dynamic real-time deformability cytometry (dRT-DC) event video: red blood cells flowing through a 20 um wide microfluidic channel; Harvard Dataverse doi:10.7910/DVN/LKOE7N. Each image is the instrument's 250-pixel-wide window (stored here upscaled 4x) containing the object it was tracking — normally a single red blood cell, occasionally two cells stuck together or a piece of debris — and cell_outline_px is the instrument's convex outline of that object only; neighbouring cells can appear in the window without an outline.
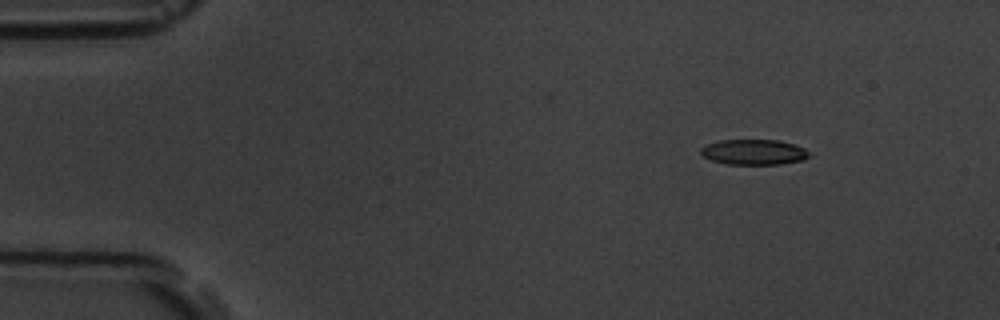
{"species": "common noctule bat (a hibernating species)", "species_latin": "Nyctalus noctula", "temperature_condition": "room temperature", "stored_images_in_passage": 9, "camera_frame_rate_fps": 3000, "um_per_image_px": 0.085, "animal": {"sex": "male", "body_mass_g": 19.5, "forearm_length_mm": 54.6}, "frame": {"image": 1, "passage_image": 1, "time_ms": 0.0, "image_size_px": [1000, 320], "cell_outline_px": [[808, 156], [804, 160], [780, 164], [724, 164], [712, 160], [704, 156], [700, 152], [700, 148], [704, 144], [720, 140], [780, 140], [796, 144], [804, 148], [808, 152]], "centroid_in_image_um": [64.06, 12.92], "position_along_channel_um": 20.9, "area_um2": 16.13}}
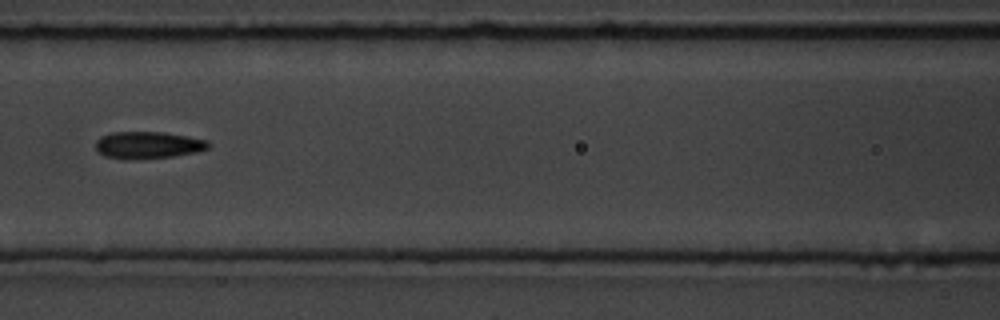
{"frame": {"image": 2, "passage_image": 6, "time_ms": 6.0, "image_size_px": [1000, 320], "cell_outline_px": [[212, 144], [208, 148], [196, 152], [172, 156], [124, 160], [104, 156], [96, 148], [96, 140], [100, 136], [112, 132], [164, 132], [188, 136], [208, 140]], "centroid_in_image_um": [12.58, 12.32], "position_along_channel_um": 154.0, "area_um2": 17.86}}
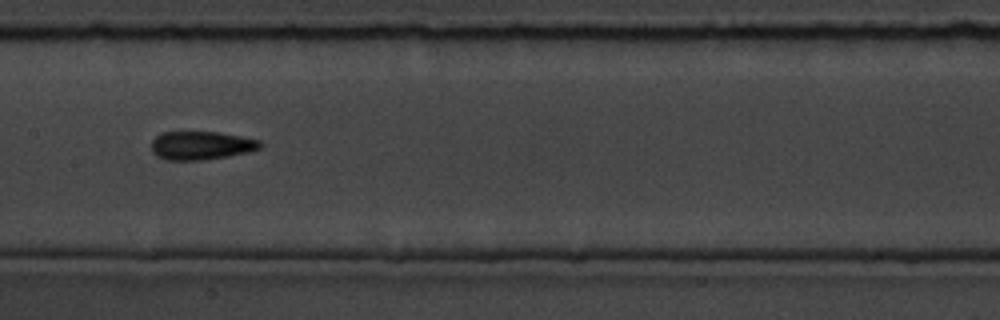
{"frame": {"image": 3, "passage_image": 7, "time_ms": 7.0, "image_size_px": [1000, 320], "cell_outline_px": [[264, 144], [260, 148], [248, 152], [228, 156], [200, 160], [164, 160], [156, 156], [152, 152], [152, 140], [160, 132], [220, 132], [260, 140]], "centroid_in_image_um": [17.09, 12.36], "position_along_channel_um": 190.3, "area_um2": 18.15}}